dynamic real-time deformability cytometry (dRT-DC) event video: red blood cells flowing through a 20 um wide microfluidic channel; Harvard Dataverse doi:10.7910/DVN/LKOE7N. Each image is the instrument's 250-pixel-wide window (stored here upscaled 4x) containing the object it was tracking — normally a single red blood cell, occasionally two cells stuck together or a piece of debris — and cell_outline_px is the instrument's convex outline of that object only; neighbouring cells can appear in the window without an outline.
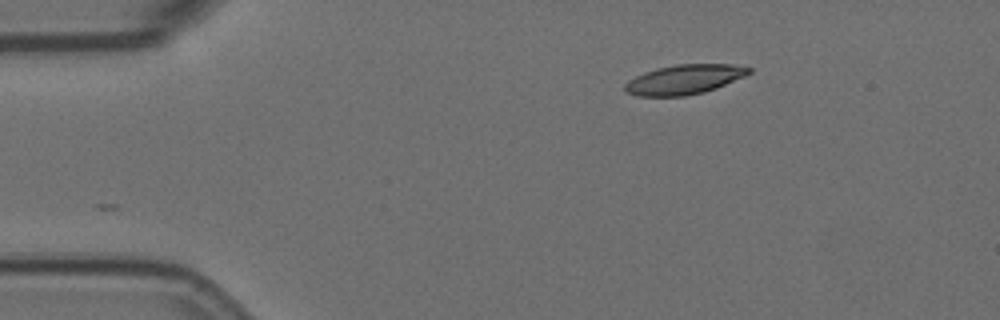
{"species": "Egyptian fruit bat (a non-hibernating species)", "species_latin": "Rousettus aegyptiacus", "temperature_condition": "room temperature", "stored_images_in_passage": 7, "camera_frame_rate_fps": 3000, "um_per_image_px": 0.085, "animal": {"sex": "female"}, "frame": {"image": 1, "passage_image": 1, "time_ms": 0.0, "image_size_px": [1000, 320], "cell_outline_px": [[752, 72], [744, 76], [716, 88], [704, 92], [684, 96], [636, 96], [624, 92], [624, 84], [628, 80], [644, 72], [656, 68], [676, 64], [732, 64], [752, 68]], "centroid_in_image_um": [58.13, 6.75], "position_along_channel_um": 26.9, "area_um2": 21.5}}